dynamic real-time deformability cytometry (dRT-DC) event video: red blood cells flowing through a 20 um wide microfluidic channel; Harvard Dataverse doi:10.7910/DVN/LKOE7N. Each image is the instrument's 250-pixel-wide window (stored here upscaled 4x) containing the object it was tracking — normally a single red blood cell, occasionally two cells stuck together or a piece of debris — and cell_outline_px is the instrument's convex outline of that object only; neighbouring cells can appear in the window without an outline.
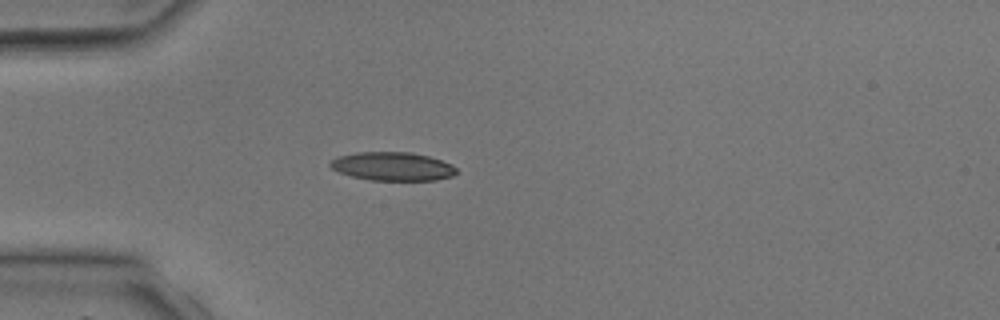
{"species": "common noctule bat (a hibernating species)", "species_latin": "Nyctalus noctula", "temperature_condition": "room temperature", "stored_images_in_passage": 1, "camera_frame_rate_fps": 3000, "um_per_image_px": 0.085, "animal": {"sex": "male", "body_mass_g": 17.9, "forearm_length_mm": 54.2}, "frame": {"image": 1, "passage_image": 1, "time_ms": 0.0, "image_size_px": [1000, 320], "cell_outline_px": [[456, 172], [452, 176], [436, 180], [372, 180], [352, 176], [340, 172], [332, 168], [328, 164], [336, 156], [356, 152], [412, 152], [428, 156], [452, 164], [456, 168]], "centroid_in_image_um": [33.36, 14.13], "position_along_channel_um": 51.6, "area_um2": 20.92}}